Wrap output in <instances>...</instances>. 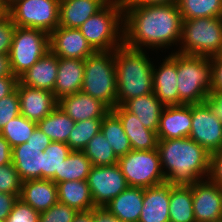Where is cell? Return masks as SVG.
<instances>
[{"mask_svg":"<svg viewBox=\"0 0 222 222\" xmlns=\"http://www.w3.org/2000/svg\"><path fill=\"white\" fill-rule=\"evenodd\" d=\"M40 213L20 198L14 203L6 222H39Z\"/></svg>","mask_w":222,"mask_h":222,"instance_id":"obj_41","label":"cell"},{"mask_svg":"<svg viewBox=\"0 0 222 222\" xmlns=\"http://www.w3.org/2000/svg\"><path fill=\"white\" fill-rule=\"evenodd\" d=\"M71 151L66 143L52 141L42 152V179H51L55 174H60V166Z\"/></svg>","mask_w":222,"mask_h":222,"instance_id":"obj_35","label":"cell"},{"mask_svg":"<svg viewBox=\"0 0 222 222\" xmlns=\"http://www.w3.org/2000/svg\"><path fill=\"white\" fill-rule=\"evenodd\" d=\"M102 118L86 119L75 122L67 145L72 151H82L87 143L101 130Z\"/></svg>","mask_w":222,"mask_h":222,"instance_id":"obj_37","label":"cell"},{"mask_svg":"<svg viewBox=\"0 0 222 222\" xmlns=\"http://www.w3.org/2000/svg\"><path fill=\"white\" fill-rule=\"evenodd\" d=\"M72 222H95L94 208L89 211H79Z\"/></svg>","mask_w":222,"mask_h":222,"instance_id":"obj_53","label":"cell"},{"mask_svg":"<svg viewBox=\"0 0 222 222\" xmlns=\"http://www.w3.org/2000/svg\"><path fill=\"white\" fill-rule=\"evenodd\" d=\"M117 79V105L153 93V62L148 52L124 43L114 50Z\"/></svg>","mask_w":222,"mask_h":222,"instance_id":"obj_3","label":"cell"},{"mask_svg":"<svg viewBox=\"0 0 222 222\" xmlns=\"http://www.w3.org/2000/svg\"><path fill=\"white\" fill-rule=\"evenodd\" d=\"M20 102V114L30 121L38 123L49 115L58 105L53 92L22 85L17 88Z\"/></svg>","mask_w":222,"mask_h":222,"instance_id":"obj_16","label":"cell"},{"mask_svg":"<svg viewBox=\"0 0 222 222\" xmlns=\"http://www.w3.org/2000/svg\"><path fill=\"white\" fill-rule=\"evenodd\" d=\"M179 105L206 102L212 89L211 60L177 52Z\"/></svg>","mask_w":222,"mask_h":222,"instance_id":"obj_5","label":"cell"},{"mask_svg":"<svg viewBox=\"0 0 222 222\" xmlns=\"http://www.w3.org/2000/svg\"><path fill=\"white\" fill-rule=\"evenodd\" d=\"M36 127V122L30 121L20 114L7 122L0 134L13 148L27 142Z\"/></svg>","mask_w":222,"mask_h":222,"instance_id":"obj_36","label":"cell"},{"mask_svg":"<svg viewBox=\"0 0 222 222\" xmlns=\"http://www.w3.org/2000/svg\"><path fill=\"white\" fill-rule=\"evenodd\" d=\"M58 201L79 211L95 208L90 188L86 180H75L57 183Z\"/></svg>","mask_w":222,"mask_h":222,"instance_id":"obj_28","label":"cell"},{"mask_svg":"<svg viewBox=\"0 0 222 222\" xmlns=\"http://www.w3.org/2000/svg\"><path fill=\"white\" fill-rule=\"evenodd\" d=\"M207 102L210 104L214 113L222 122V92L211 91L208 95Z\"/></svg>","mask_w":222,"mask_h":222,"instance_id":"obj_48","label":"cell"},{"mask_svg":"<svg viewBox=\"0 0 222 222\" xmlns=\"http://www.w3.org/2000/svg\"><path fill=\"white\" fill-rule=\"evenodd\" d=\"M60 0H17L9 7V16L17 27L51 33L59 26Z\"/></svg>","mask_w":222,"mask_h":222,"instance_id":"obj_10","label":"cell"},{"mask_svg":"<svg viewBox=\"0 0 222 222\" xmlns=\"http://www.w3.org/2000/svg\"><path fill=\"white\" fill-rule=\"evenodd\" d=\"M51 142L50 138L38 126L27 141L29 145L35 146H48Z\"/></svg>","mask_w":222,"mask_h":222,"instance_id":"obj_50","label":"cell"},{"mask_svg":"<svg viewBox=\"0 0 222 222\" xmlns=\"http://www.w3.org/2000/svg\"><path fill=\"white\" fill-rule=\"evenodd\" d=\"M109 0H60L59 26L79 28Z\"/></svg>","mask_w":222,"mask_h":222,"instance_id":"obj_26","label":"cell"},{"mask_svg":"<svg viewBox=\"0 0 222 222\" xmlns=\"http://www.w3.org/2000/svg\"><path fill=\"white\" fill-rule=\"evenodd\" d=\"M100 131L103 136L108 139V143L111 145L118 158L126 155L132 150L122 123L112 110L102 118Z\"/></svg>","mask_w":222,"mask_h":222,"instance_id":"obj_32","label":"cell"},{"mask_svg":"<svg viewBox=\"0 0 222 222\" xmlns=\"http://www.w3.org/2000/svg\"><path fill=\"white\" fill-rule=\"evenodd\" d=\"M164 58L158 67L153 64V92L164 106H176L179 105L177 52Z\"/></svg>","mask_w":222,"mask_h":222,"instance_id":"obj_15","label":"cell"},{"mask_svg":"<svg viewBox=\"0 0 222 222\" xmlns=\"http://www.w3.org/2000/svg\"><path fill=\"white\" fill-rule=\"evenodd\" d=\"M92 167L90 159L82 151H71L60 166V174H55L50 180L55 184L66 181L87 180Z\"/></svg>","mask_w":222,"mask_h":222,"instance_id":"obj_31","label":"cell"},{"mask_svg":"<svg viewBox=\"0 0 222 222\" xmlns=\"http://www.w3.org/2000/svg\"><path fill=\"white\" fill-rule=\"evenodd\" d=\"M192 124V104L165 106L161 112L158 139L189 137Z\"/></svg>","mask_w":222,"mask_h":222,"instance_id":"obj_18","label":"cell"},{"mask_svg":"<svg viewBox=\"0 0 222 222\" xmlns=\"http://www.w3.org/2000/svg\"><path fill=\"white\" fill-rule=\"evenodd\" d=\"M118 164L129 187L148 188L166 182L158 149L131 150L119 157Z\"/></svg>","mask_w":222,"mask_h":222,"instance_id":"obj_9","label":"cell"},{"mask_svg":"<svg viewBox=\"0 0 222 222\" xmlns=\"http://www.w3.org/2000/svg\"><path fill=\"white\" fill-rule=\"evenodd\" d=\"M178 0H122L123 7L177 4Z\"/></svg>","mask_w":222,"mask_h":222,"instance_id":"obj_47","label":"cell"},{"mask_svg":"<svg viewBox=\"0 0 222 222\" xmlns=\"http://www.w3.org/2000/svg\"><path fill=\"white\" fill-rule=\"evenodd\" d=\"M78 29L95 51L115 50L124 43L122 0H109Z\"/></svg>","mask_w":222,"mask_h":222,"instance_id":"obj_4","label":"cell"},{"mask_svg":"<svg viewBox=\"0 0 222 222\" xmlns=\"http://www.w3.org/2000/svg\"><path fill=\"white\" fill-rule=\"evenodd\" d=\"M15 29L10 16L0 22V54H9Z\"/></svg>","mask_w":222,"mask_h":222,"instance_id":"obj_42","label":"cell"},{"mask_svg":"<svg viewBox=\"0 0 222 222\" xmlns=\"http://www.w3.org/2000/svg\"><path fill=\"white\" fill-rule=\"evenodd\" d=\"M193 212L196 222H222V188L204 179L192 183Z\"/></svg>","mask_w":222,"mask_h":222,"instance_id":"obj_13","label":"cell"},{"mask_svg":"<svg viewBox=\"0 0 222 222\" xmlns=\"http://www.w3.org/2000/svg\"><path fill=\"white\" fill-rule=\"evenodd\" d=\"M47 147L29 145L25 142L12 148V164L22 182L42 179V152Z\"/></svg>","mask_w":222,"mask_h":222,"instance_id":"obj_23","label":"cell"},{"mask_svg":"<svg viewBox=\"0 0 222 222\" xmlns=\"http://www.w3.org/2000/svg\"><path fill=\"white\" fill-rule=\"evenodd\" d=\"M94 219L95 222H123L110 213L105 207L94 208Z\"/></svg>","mask_w":222,"mask_h":222,"instance_id":"obj_51","label":"cell"},{"mask_svg":"<svg viewBox=\"0 0 222 222\" xmlns=\"http://www.w3.org/2000/svg\"><path fill=\"white\" fill-rule=\"evenodd\" d=\"M48 51L49 33L40 29L16 26L8 54L13 75L19 78Z\"/></svg>","mask_w":222,"mask_h":222,"instance_id":"obj_8","label":"cell"},{"mask_svg":"<svg viewBox=\"0 0 222 222\" xmlns=\"http://www.w3.org/2000/svg\"><path fill=\"white\" fill-rule=\"evenodd\" d=\"M84 77V60L58 57L57 79L53 94L57 100L81 91Z\"/></svg>","mask_w":222,"mask_h":222,"instance_id":"obj_22","label":"cell"},{"mask_svg":"<svg viewBox=\"0 0 222 222\" xmlns=\"http://www.w3.org/2000/svg\"><path fill=\"white\" fill-rule=\"evenodd\" d=\"M208 179L222 188V148L210 154V170Z\"/></svg>","mask_w":222,"mask_h":222,"instance_id":"obj_43","label":"cell"},{"mask_svg":"<svg viewBox=\"0 0 222 222\" xmlns=\"http://www.w3.org/2000/svg\"><path fill=\"white\" fill-rule=\"evenodd\" d=\"M170 222H196L193 212L192 184L172 185L169 203Z\"/></svg>","mask_w":222,"mask_h":222,"instance_id":"obj_29","label":"cell"},{"mask_svg":"<svg viewBox=\"0 0 222 222\" xmlns=\"http://www.w3.org/2000/svg\"><path fill=\"white\" fill-rule=\"evenodd\" d=\"M171 184L163 183L144 188L143 208L138 222H170Z\"/></svg>","mask_w":222,"mask_h":222,"instance_id":"obj_20","label":"cell"},{"mask_svg":"<svg viewBox=\"0 0 222 222\" xmlns=\"http://www.w3.org/2000/svg\"><path fill=\"white\" fill-rule=\"evenodd\" d=\"M57 71L58 57L51 51H48L19 77V82L22 85L53 92Z\"/></svg>","mask_w":222,"mask_h":222,"instance_id":"obj_24","label":"cell"},{"mask_svg":"<svg viewBox=\"0 0 222 222\" xmlns=\"http://www.w3.org/2000/svg\"><path fill=\"white\" fill-rule=\"evenodd\" d=\"M19 78L16 76L0 77V99L13 93L18 85Z\"/></svg>","mask_w":222,"mask_h":222,"instance_id":"obj_46","label":"cell"},{"mask_svg":"<svg viewBox=\"0 0 222 222\" xmlns=\"http://www.w3.org/2000/svg\"><path fill=\"white\" fill-rule=\"evenodd\" d=\"M9 17V6L5 0H0V22Z\"/></svg>","mask_w":222,"mask_h":222,"instance_id":"obj_54","label":"cell"},{"mask_svg":"<svg viewBox=\"0 0 222 222\" xmlns=\"http://www.w3.org/2000/svg\"><path fill=\"white\" fill-rule=\"evenodd\" d=\"M189 138L196 141L210 154L222 148V122L207 101L192 104Z\"/></svg>","mask_w":222,"mask_h":222,"instance_id":"obj_11","label":"cell"},{"mask_svg":"<svg viewBox=\"0 0 222 222\" xmlns=\"http://www.w3.org/2000/svg\"><path fill=\"white\" fill-rule=\"evenodd\" d=\"M20 115L19 94L16 89L13 93L0 99V131L11 119Z\"/></svg>","mask_w":222,"mask_h":222,"instance_id":"obj_40","label":"cell"},{"mask_svg":"<svg viewBox=\"0 0 222 222\" xmlns=\"http://www.w3.org/2000/svg\"><path fill=\"white\" fill-rule=\"evenodd\" d=\"M82 152L90 159L93 166L117 164L119 159L101 131L87 143Z\"/></svg>","mask_w":222,"mask_h":222,"instance_id":"obj_34","label":"cell"},{"mask_svg":"<svg viewBox=\"0 0 222 222\" xmlns=\"http://www.w3.org/2000/svg\"><path fill=\"white\" fill-rule=\"evenodd\" d=\"M58 106L75 122L103 118L111 110L102 101L82 91L61 97Z\"/></svg>","mask_w":222,"mask_h":222,"instance_id":"obj_17","label":"cell"},{"mask_svg":"<svg viewBox=\"0 0 222 222\" xmlns=\"http://www.w3.org/2000/svg\"><path fill=\"white\" fill-rule=\"evenodd\" d=\"M212 68V89L211 91L222 92V57L215 55L210 57Z\"/></svg>","mask_w":222,"mask_h":222,"instance_id":"obj_44","label":"cell"},{"mask_svg":"<svg viewBox=\"0 0 222 222\" xmlns=\"http://www.w3.org/2000/svg\"><path fill=\"white\" fill-rule=\"evenodd\" d=\"M17 0H5L6 4L10 7L12 4H14Z\"/></svg>","mask_w":222,"mask_h":222,"instance_id":"obj_55","label":"cell"},{"mask_svg":"<svg viewBox=\"0 0 222 222\" xmlns=\"http://www.w3.org/2000/svg\"><path fill=\"white\" fill-rule=\"evenodd\" d=\"M19 198L41 213L59 202L57 184L50 179L24 181Z\"/></svg>","mask_w":222,"mask_h":222,"instance_id":"obj_21","label":"cell"},{"mask_svg":"<svg viewBox=\"0 0 222 222\" xmlns=\"http://www.w3.org/2000/svg\"><path fill=\"white\" fill-rule=\"evenodd\" d=\"M18 198L15 194L0 192V221H6Z\"/></svg>","mask_w":222,"mask_h":222,"instance_id":"obj_45","label":"cell"},{"mask_svg":"<svg viewBox=\"0 0 222 222\" xmlns=\"http://www.w3.org/2000/svg\"><path fill=\"white\" fill-rule=\"evenodd\" d=\"M12 163V147L0 134V166Z\"/></svg>","mask_w":222,"mask_h":222,"instance_id":"obj_49","label":"cell"},{"mask_svg":"<svg viewBox=\"0 0 222 222\" xmlns=\"http://www.w3.org/2000/svg\"><path fill=\"white\" fill-rule=\"evenodd\" d=\"M112 111L119 117L132 150H155L158 146L157 132L143 126L139 118L116 105Z\"/></svg>","mask_w":222,"mask_h":222,"instance_id":"obj_19","label":"cell"},{"mask_svg":"<svg viewBox=\"0 0 222 222\" xmlns=\"http://www.w3.org/2000/svg\"><path fill=\"white\" fill-rule=\"evenodd\" d=\"M50 51L57 57L85 60L95 50L78 28L58 26L49 34Z\"/></svg>","mask_w":222,"mask_h":222,"instance_id":"obj_14","label":"cell"},{"mask_svg":"<svg viewBox=\"0 0 222 222\" xmlns=\"http://www.w3.org/2000/svg\"><path fill=\"white\" fill-rule=\"evenodd\" d=\"M182 20L222 17V0H178Z\"/></svg>","mask_w":222,"mask_h":222,"instance_id":"obj_33","label":"cell"},{"mask_svg":"<svg viewBox=\"0 0 222 222\" xmlns=\"http://www.w3.org/2000/svg\"><path fill=\"white\" fill-rule=\"evenodd\" d=\"M144 188L127 187L104 207L123 222H138L143 208Z\"/></svg>","mask_w":222,"mask_h":222,"instance_id":"obj_25","label":"cell"},{"mask_svg":"<svg viewBox=\"0 0 222 222\" xmlns=\"http://www.w3.org/2000/svg\"><path fill=\"white\" fill-rule=\"evenodd\" d=\"M74 125L75 121H73L58 105L49 115L45 116L37 123V126L51 141L66 144Z\"/></svg>","mask_w":222,"mask_h":222,"instance_id":"obj_30","label":"cell"},{"mask_svg":"<svg viewBox=\"0 0 222 222\" xmlns=\"http://www.w3.org/2000/svg\"><path fill=\"white\" fill-rule=\"evenodd\" d=\"M15 76L12 73L8 54H0V77Z\"/></svg>","mask_w":222,"mask_h":222,"instance_id":"obj_52","label":"cell"},{"mask_svg":"<svg viewBox=\"0 0 222 222\" xmlns=\"http://www.w3.org/2000/svg\"><path fill=\"white\" fill-rule=\"evenodd\" d=\"M82 92L105 103L117 105V79L114 50L95 51L84 60Z\"/></svg>","mask_w":222,"mask_h":222,"instance_id":"obj_6","label":"cell"},{"mask_svg":"<svg viewBox=\"0 0 222 222\" xmlns=\"http://www.w3.org/2000/svg\"><path fill=\"white\" fill-rule=\"evenodd\" d=\"M22 180L12 163L0 166V192L15 194L21 193Z\"/></svg>","mask_w":222,"mask_h":222,"instance_id":"obj_38","label":"cell"},{"mask_svg":"<svg viewBox=\"0 0 222 222\" xmlns=\"http://www.w3.org/2000/svg\"><path fill=\"white\" fill-rule=\"evenodd\" d=\"M126 111L136 115L144 127L158 131L160 116L165 107L154 92L131 98L121 105Z\"/></svg>","mask_w":222,"mask_h":222,"instance_id":"obj_27","label":"cell"},{"mask_svg":"<svg viewBox=\"0 0 222 222\" xmlns=\"http://www.w3.org/2000/svg\"><path fill=\"white\" fill-rule=\"evenodd\" d=\"M157 149L166 183L190 185L208 179L210 153L191 138L159 139Z\"/></svg>","mask_w":222,"mask_h":222,"instance_id":"obj_2","label":"cell"},{"mask_svg":"<svg viewBox=\"0 0 222 222\" xmlns=\"http://www.w3.org/2000/svg\"><path fill=\"white\" fill-rule=\"evenodd\" d=\"M77 212L74 208L58 202L40 213L39 222H72Z\"/></svg>","mask_w":222,"mask_h":222,"instance_id":"obj_39","label":"cell"},{"mask_svg":"<svg viewBox=\"0 0 222 222\" xmlns=\"http://www.w3.org/2000/svg\"><path fill=\"white\" fill-rule=\"evenodd\" d=\"M86 181L96 207H104L128 187L118 163L93 166Z\"/></svg>","mask_w":222,"mask_h":222,"instance_id":"obj_12","label":"cell"},{"mask_svg":"<svg viewBox=\"0 0 222 222\" xmlns=\"http://www.w3.org/2000/svg\"><path fill=\"white\" fill-rule=\"evenodd\" d=\"M182 22L177 4L123 7L124 44L162 52L176 46L170 52H177Z\"/></svg>","mask_w":222,"mask_h":222,"instance_id":"obj_1","label":"cell"},{"mask_svg":"<svg viewBox=\"0 0 222 222\" xmlns=\"http://www.w3.org/2000/svg\"><path fill=\"white\" fill-rule=\"evenodd\" d=\"M181 54L212 57L222 50V17L183 20L178 45Z\"/></svg>","mask_w":222,"mask_h":222,"instance_id":"obj_7","label":"cell"}]
</instances>
